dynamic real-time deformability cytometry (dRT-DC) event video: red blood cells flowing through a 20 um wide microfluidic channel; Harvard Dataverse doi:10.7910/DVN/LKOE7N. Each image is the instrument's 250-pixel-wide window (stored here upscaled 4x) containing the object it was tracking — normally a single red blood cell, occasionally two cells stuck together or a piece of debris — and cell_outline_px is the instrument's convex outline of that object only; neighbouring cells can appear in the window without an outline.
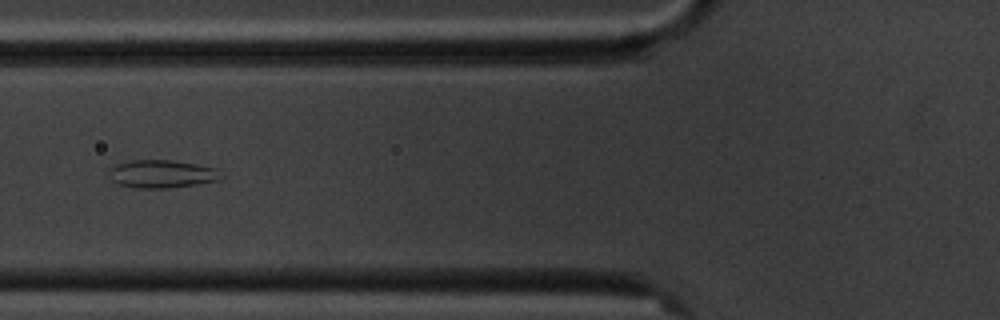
{"species": "common noctule bat (a hibernating species)", "species_latin": "Nyctalus noctula", "temperature_condition": "cold", "stored_images_in_passage": 9, "camera_frame_rate_fps": 3000, "um_per_image_px": 0.085, "animal": {"sex": "male", "body_mass_g": 20.1, "forearm_length_mm": 53.5}, "frame": {"image": 1, "passage_image": 6, "time_ms": 5.667, "image_size_px": [1000, 320], "cell_outline_px": [[224, 176], [220, 180], [196, 184], [168, 188], [136, 188], [116, 184], [112, 180], [108, 172], [108, 168], [116, 164], [132, 160], [172, 160], [196, 164], [216, 168]], "centroid_in_image_um": [13.74, 14.78], "position_along_channel_um": 112.1, "area_um2": 18.44}}